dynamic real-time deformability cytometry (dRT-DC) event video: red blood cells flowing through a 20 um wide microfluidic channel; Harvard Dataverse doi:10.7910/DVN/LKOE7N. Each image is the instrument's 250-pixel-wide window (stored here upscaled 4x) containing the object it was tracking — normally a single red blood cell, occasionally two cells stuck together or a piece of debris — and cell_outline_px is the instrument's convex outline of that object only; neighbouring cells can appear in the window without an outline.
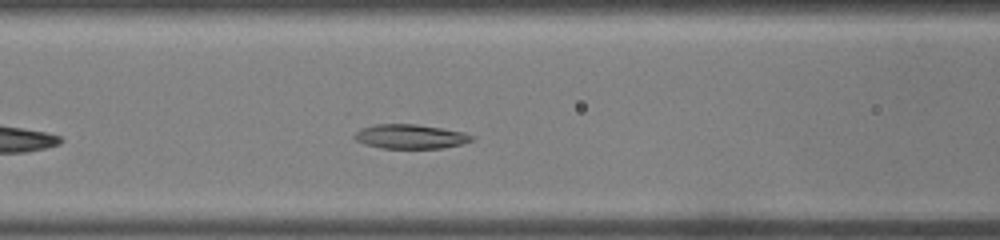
{"species": "common noctule bat (a hibernating species)", "species_latin": "Nyctalus noctula", "temperature_condition": "warm", "stored_images_in_passage": 31, "camera_frame_rate_fps": 3000, "um_per_image_px": 0.085, "animal": {"sex": "male", "body_mass_g": 19.0, "forearm_length_mm": 50.8}, "frame": {"image": 1, "passage_image": 8, "time_ms": 2.333, "image_size_px": [1000, 240], "cell_outline_px": [[472, 140], [460, 144], [444, 148], [380, 148], [364, 144], [356, 140], [352, 136], [360, 128], [376, 124], [416, 124], [464, 132], [472, 136]], "centroid_in_image_um": [34.82, 11.6], "position_along_channel_um": 131.8, "area_um2": 16.53}}
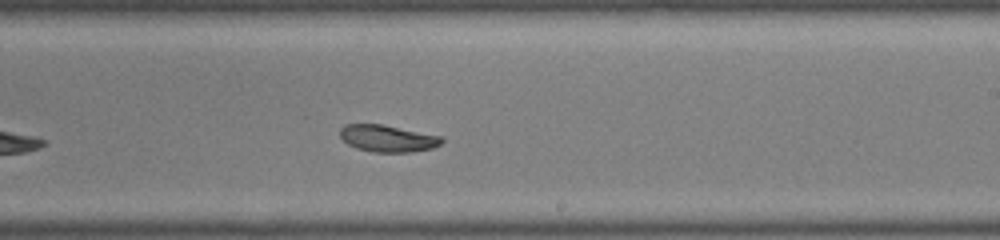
{"frame": {"image": 2, "passage_image": 15, "time_ms": 4.667, "image_size_px": [1000, 240], "cell_outline_px": [[444, 140], [440, 144], [432, 148], [412, 152], [372, 152], [356, 148], [348, 144], [340, 136], [340, 128], [344, 124], [380, 124], [444, 136]], "centroid_in_image_um": [32.96, 11.76], "position_along_channel_um": 256.0, "area_um2": 16.01}}
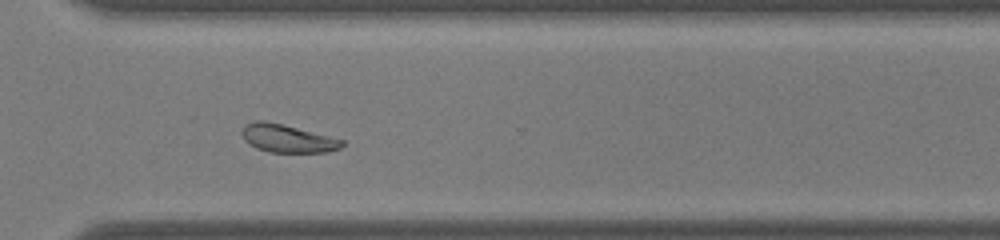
{"frame": {"image": 3, "passage_image": 20, "time_ms": 6.333, "image_size_px": [1000, 240], "cell_outline_px": [[344, 144], [340, 148], [328, 152], [268, 152], [256, 148], [248, 144], [244, 140], [240, 132], [244, 124], [256, 120], [264, 120], [344, 140]], "centroid_in_image_um": [24.36, 11.77], "position_along_channel_um": 346.2, "area_um2": 16.24}}